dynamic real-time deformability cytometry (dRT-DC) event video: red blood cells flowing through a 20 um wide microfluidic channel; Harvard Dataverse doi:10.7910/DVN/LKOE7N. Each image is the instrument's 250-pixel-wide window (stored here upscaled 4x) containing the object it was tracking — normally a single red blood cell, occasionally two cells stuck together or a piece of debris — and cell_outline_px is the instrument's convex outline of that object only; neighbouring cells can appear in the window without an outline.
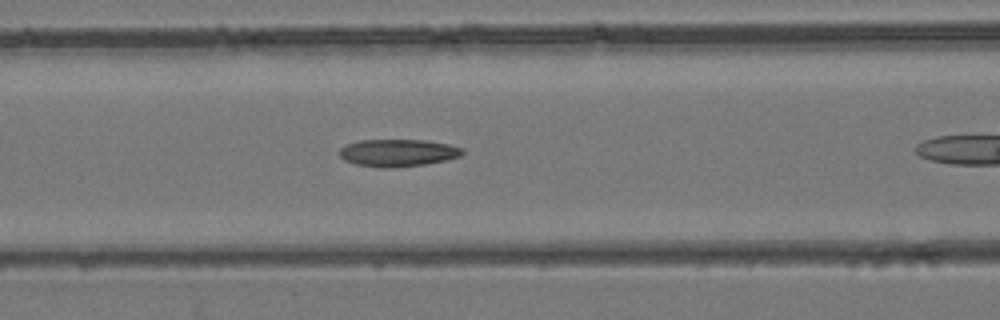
{"species": "common noctule bat (a hibernating species)", "species_latin": "Nyctalus noctula", "temperature_condition": "room temperature", "stored_images_in_passage": 28, "camera_frame_rate_fps": 3000, "um_per_image_px": 0.085, "animal": {"sex": "female", "body_mass_g": 24.6, "forearm_length_mm": 56.2}, "frame": {"image": 1, "passage_image": 9, "time_ms": 2.667, "image_size_px": [1000, 320], "cell_outline_px": [[464, 152], [460, 156], [444, 160], [424, 164], [388, 168], [380, 168], [356, 164], [344, 160], [340, 156], [340, 148], [348, 144], [360, 140], [428, 140], [448, 144], [464, 148]], "centroid_in_image_um": [33.82, 12.98], "position_along_channel_um": 132.8, "area_um2": 19.48}}
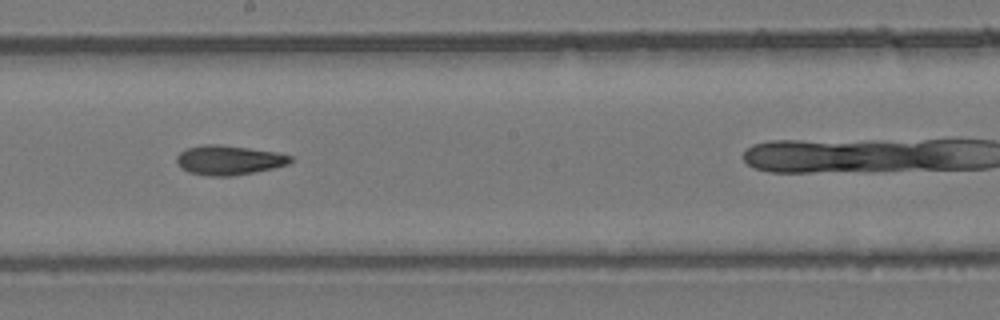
{"frame": {"image": 2, "passage_image": 15, "time_ms": 4.667, "image_size_px": [1000, 320], "cell_outline_px": [[292, 160], [288, 164], [272, 168], [232, 176], [208, 176], [188, 172], [180, 168], [176, 164], [176, 156], [180, 152], [188, 148], [200, 144], [216, 144], [248, 148], [276, 152], [292, 156]], "centroid_in_image_um": [19.39, 13.61], "position_along_channel_um": 228.8, "area_um2": 19.54}}
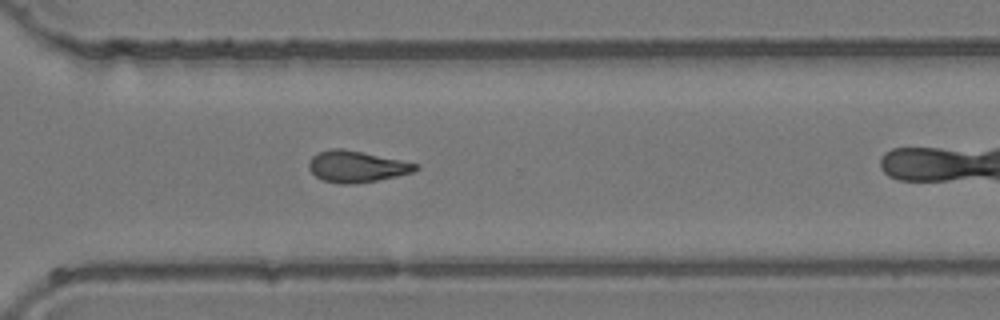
{"frame": {"image": 3, "passage_image": 22, "time_ms": 7.0, "image_size_px": [1000, 320], "cell_outline_px": [[420, 168], [412, 172], [396, 176], [376, 180], [352, 184], [340, 184], [324, 180], [316, 176], [308, 168], [308, 164], [312, 156], [320, 152], [332, 148], [340, 148], [420, 164]], "centroid_in_image_um": [30.3, 14.16], "position_along_channel_um": 340.3, "area_um2": 19.19}}